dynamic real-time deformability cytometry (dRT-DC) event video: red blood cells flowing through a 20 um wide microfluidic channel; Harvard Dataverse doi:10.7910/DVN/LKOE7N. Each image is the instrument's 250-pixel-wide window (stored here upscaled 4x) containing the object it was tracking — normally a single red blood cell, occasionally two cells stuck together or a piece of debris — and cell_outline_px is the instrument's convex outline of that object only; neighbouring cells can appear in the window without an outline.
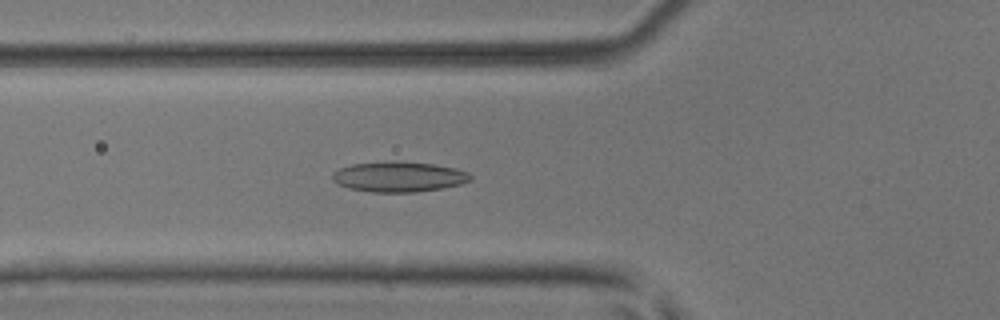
{"species": "common noctule bat (a hibernating species)", "species_latin": "Nyctalus noctula", "temperature_condition": "room temperature", "stored_images_in_passage": 50, "camera_frame_rate_fps": 3000, "um_per_image_px": 0.085, "animal": {"sex": "male", "body_mass_g": 17.9, "forearm_length_mm": 54.2}, "frame": {"image": 1, "passage_image": 18, "time_ms": 5.667, "image_size_px": [1000, 320], "cell_outline_px": [[472, 180], [460, 184], [440, 188], [416, 192], [372, 192], [348, 188], [332, 180], [332, 172], [340, 168], [352, 164], [436, 164], [456, 168], [468, 172], [472, 176]], "centroid_in_image_um": [33.93, 15.07], "position_along_channel_um": 91.9, "area_um2": 23.35}}
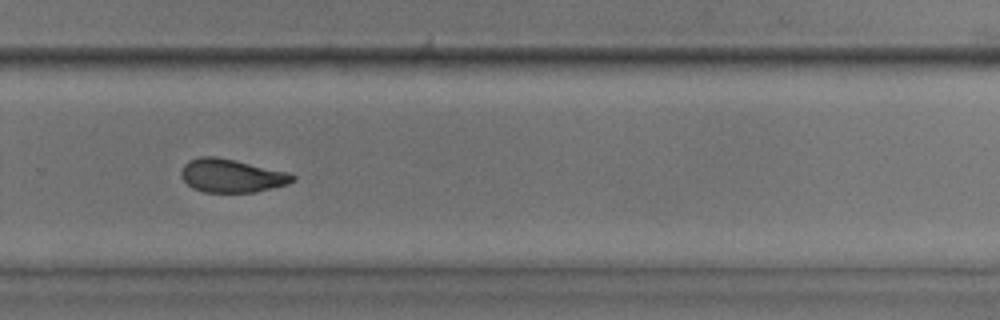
{"frame": {"image": 2, "passage_image": 34, "time_ms": 11.0, "image_size_px": [1000, 320], "cell_outline_px": [[296, 180], [288, 184], [256, 192], [204, 192], [192, 188], [180, 176], [180, 172], [184, 164], [188, 160], [200, 156], [216, 156], [288, 172], [296, 176]], "centroid_in_image_um": [19.67, 14.93], "position_along_channel_um": 310.1, "area_um2": 21.73}}
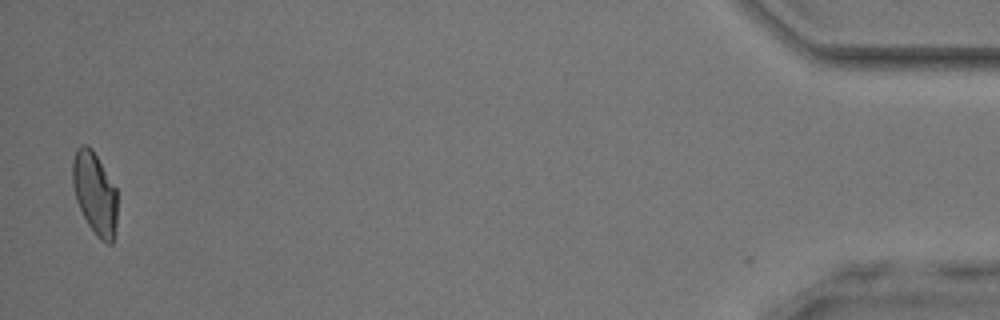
{"frame": {"image": 3, "passage_image": 49, "time_ms": 16.0, "image_size_px": [1000, 320], "cell_outline_px": [[116, 224], [112, 244], [108, 244], [100, 240], [96, 236], [88, 224], [76, 200], [72, 184], [72, 160], [76, 148], [80, 144], [88, 144], [92, 148], [116, 188]], "centroid_in_image_um": [8.04, 16.4], "position_along_channel_um": 427.2, "area_um2": 21.56}, "authors_computed_cell_mechanics": {"area_um2": 22.3686, "velocity_mm_per_s": 4.0991, "shape_relaxation_time_tau1_ms": 5.8493, "shape_relaxation_time_tau2_ms": 2.3275, "deformation_change_tau1": 0.1545, "deformation_change_tau2": 0.0902}}